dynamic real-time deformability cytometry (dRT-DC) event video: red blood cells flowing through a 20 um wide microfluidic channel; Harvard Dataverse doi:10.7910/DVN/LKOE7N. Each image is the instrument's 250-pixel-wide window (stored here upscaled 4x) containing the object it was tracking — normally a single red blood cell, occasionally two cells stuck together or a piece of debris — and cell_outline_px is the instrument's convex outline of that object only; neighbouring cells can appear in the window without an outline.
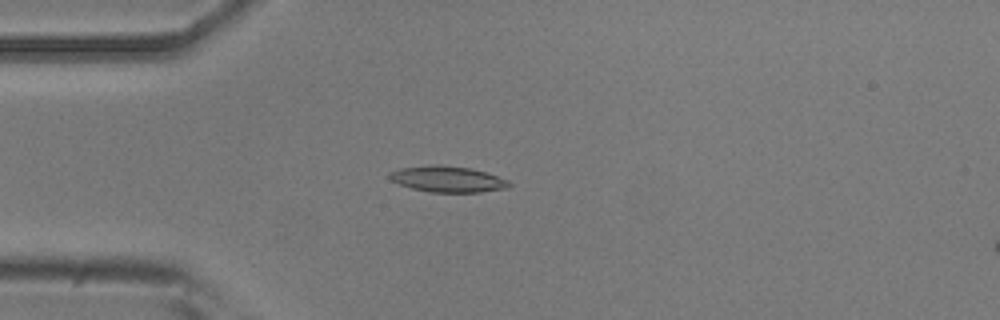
{"species": "common noctule bat (a hibernating species)", "species_latin": "Nyctalus noctula", "temperature_condition": "room temperature", "stored_images_in_passage": 52, "camera_frame_rate_fps": 3000, "um_per_image_px": 0.085, "animal": {"sex": "male", "body_mass_g": 20.5, "forearm_length_mm": 52.5}, "frame": {"image": 1, "passage_image": 14, "time_ms": 4.333, "image_size_px": [1000, 320], "cell_outline_px": [[512, 184], [508, 188], [480, 192], [432, 192], [412, 188], [400, 184], [392, 180], [388, 176], [388, 172], [400, 168], [428, 164], [440, 164], [472, 168], [508, 180]], "centroid_in_image_um": [38.03, 15.21], "position_along_channel_um": 47.0, "area_um2": 18.21}}
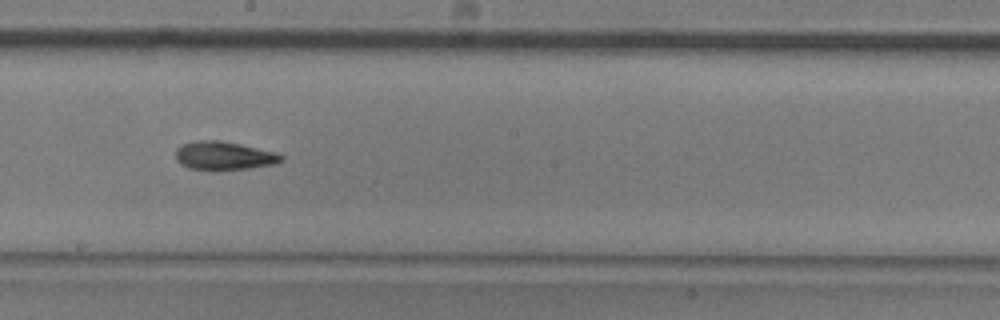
{"frame": {"image": 2, "passage_image": 29, "time_ms": 9.333, "image_size_px": [1000, 320], "cell_outline_px": [[284, 160], [276, 164], [248, 168], [188, 168], [180, 164], [176, 160], [176, 148], [180, 144], [196, 140], [220, 140], [240, 144], [272, 152], [284, 156]], "centroid_in_image_um": [19.0, 13.2], "position_along_channel_um": 229.2, "area_um2": 17.05}}
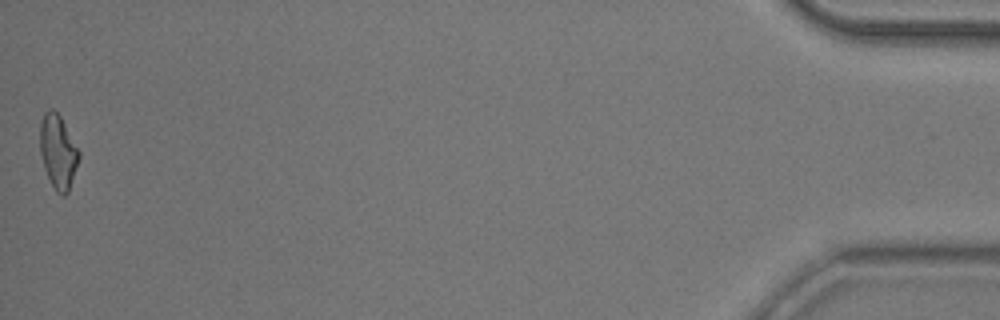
{"frame": {"image": 3, "passage_image": 52, "time_ms": 17.0, "image_size_px": [1000, 320], "cell_outline_px": [[80, 156], [68, 192], [64, 196], [60, 196], [56, 192], [44, 168], [40, 152], [40, 124], [44, 112], [48, 108], [52, 108], [60, 116], [80, 152]], "centroid_in_image_um": [4.92, 12.89], "position_along_channel_um": 430.3, "area_um2": 16.65}, "authors_computed_cell_mechanics": {"area_um2": 17.0221, "velocity_mm_per_s": 3.9097, "shape_relaxation_time_tau1_ms": 7.4723, "shape_relaxation_time_tau2_ms": 3.8746, "deformation_change_tau1": 0.1751, "deformation_change_tau2": 0.133}}